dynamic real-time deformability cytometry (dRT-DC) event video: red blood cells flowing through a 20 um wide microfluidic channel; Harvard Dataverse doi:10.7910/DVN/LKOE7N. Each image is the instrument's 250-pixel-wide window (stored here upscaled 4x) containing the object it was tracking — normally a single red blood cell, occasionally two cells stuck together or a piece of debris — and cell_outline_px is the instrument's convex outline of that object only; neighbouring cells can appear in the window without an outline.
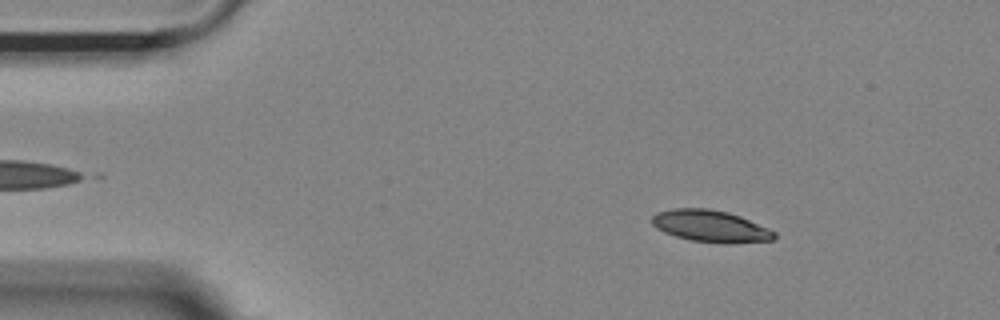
{"species": "Egyptian fruit bat (a non-hibernating species)", "species_latin": "Rousettus aegyptiacus", "temperature_condition": "room temperature", "stored_images_in_passage": 54, "camera_frame_rate_fps": 3000, "um_per_image_px": 0.085, "animal": {"sex": "female"}, "frame": {"image": 1, "passage_image": 7, "time_ms": 2.0, "image_size_px": [1000, 320], "cell_outline_px": [[776, 236], [772, 240], [732, 244], [724, 244], [692, 240], [676, 236], [664, 232], [656, 228], [652, 224], [652, 216], [656, 212], [672, 208], [708, 208], [728, 212], [740, 216], [768, 228], [776, 232]], "centroid_in_image_um": [60.4, 19.22], "position_along_channel_um": 24.6, "area_um2": 22.83}}
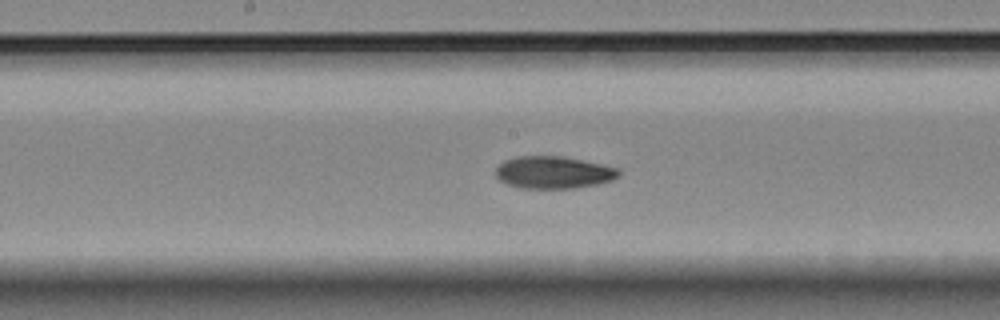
{"frame": {"image": 2, "passage_image": 27, "time_ms": 8.667, "image_size_px": [1000, 320], "cell_outline_px": [[620, 176], [612, 180], [596, 184], [576, 188], [520, 188], [508, 184], [500, 180], [496, 176], [496, 168], [504, 160], [516, 156], [560, 156], [600, 164], [616, 168], [620, 172]], "centroid_in_image_um": [47.02, 14.66], "position_along_channel_um": 201.2, "area_um2": 22.95}}
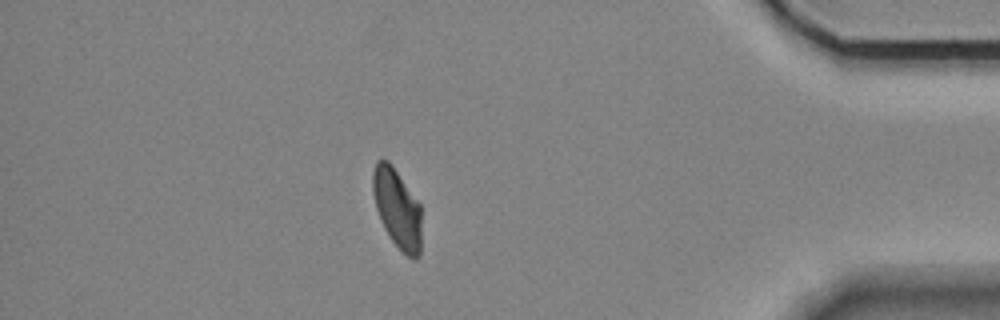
{"frame": {"image": 3, "passage_image": 47, "time_ms": 15.333, "image_size_px": [1000, 320], "cell_outline_px": [[420, 256], [416, 260], [412, 260], [392, 240], [384, 228], [380, 220], [376, 208], [372, 192], [372, 172], [376, 160], [388, 160], [392, 164], [420, 204]], "centroid_in_image_um": [33.74, 17.69], "position_along_channel_um": 401.5, "area_um2": 22.48}, "authors_computed_cell_mechanics": {"area_um2": 23.0044, "velocity_mm_per_s": 3.6078, "shape_relaxation_time_tau1_ms": 4.9025, "shape_relaxation_time_tau2_ms": 2.8277, "deformation_change_tau1": 0.1517, "deformation_change_tau2": 0.0674}}